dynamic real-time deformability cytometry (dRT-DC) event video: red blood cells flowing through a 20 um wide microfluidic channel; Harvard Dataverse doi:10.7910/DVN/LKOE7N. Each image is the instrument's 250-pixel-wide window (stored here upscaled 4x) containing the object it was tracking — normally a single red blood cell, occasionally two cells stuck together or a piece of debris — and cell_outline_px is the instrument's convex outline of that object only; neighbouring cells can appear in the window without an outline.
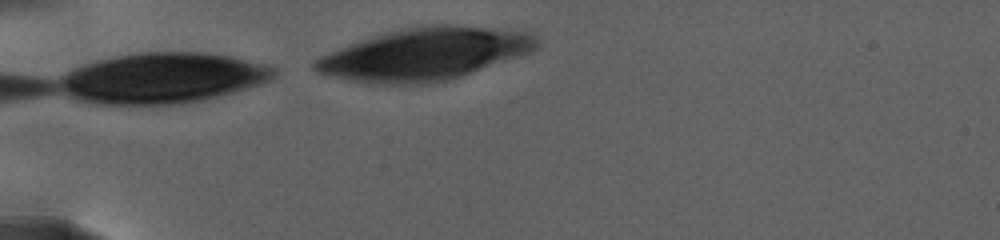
{"species": "human", "species_latin": "Homo sapiens", "temperature_condition": "warm", "stored_images_in_passage": 41, "camera_frame_rate_fps": 3000, "um_per_image_px": 0.085, "donor": {"sex": "female"}, "frame": {"image": 1, "passage_image": 1, "time_ms": 0.0, "image_size_px": [1000, 240], "cell_outline_px": [[540, 44], [536, 48], [528, 52], [460, 76], [448, 80], [424, 84], [368, 84], [348, 80], [316, 72], [312, 68], [312, 64], [320, 56], [328, 52], [388, 32], [408, 28], [432, 24], [452, 24], [528, 32], [536, 36]], "centroid_in_image_um": [36.06, 4.61], "position_along_channel_um": 48.9, "area_um2": 66.47}}